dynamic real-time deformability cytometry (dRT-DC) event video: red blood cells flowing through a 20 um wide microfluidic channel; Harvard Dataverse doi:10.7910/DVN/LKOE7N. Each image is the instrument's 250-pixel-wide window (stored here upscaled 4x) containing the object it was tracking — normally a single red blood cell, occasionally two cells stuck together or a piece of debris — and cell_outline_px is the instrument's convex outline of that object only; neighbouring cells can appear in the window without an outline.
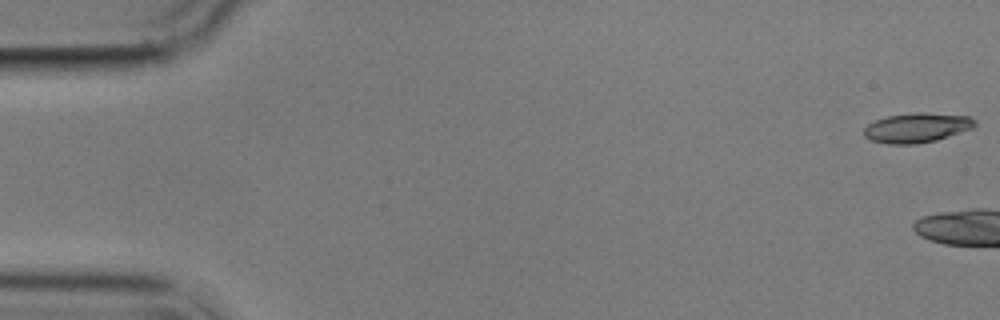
{"species": "common noctule bat (a hibernating species)", "species_latin": "Nyctalus noctula", "temperature_condition": "cold", "stored_images_in_passage": 9, "camera_frame_rate_fps": 3000, "um_per_image_px": 0.085, "animal": {"sex": "male", "body_mass_g": 17.9}, "frame": {"image": 1, "passage_image": 1, "time_ms": 0.0, "image_size_px": [1000, 320], "cell_outline_px": [[976, 124], [972, 128], [936, 140], [916, 144], [888, 144], [872, 140], [864, 136], [864, 128], [868, 124], [876, 120], [888, 116], [916, 112], [924, 112], [968, 116], [976, 120]], "centroid_in_image_um": [77.93, 10.85], "position_along_channel_um": 7.1, "area_um2": 19.02}}
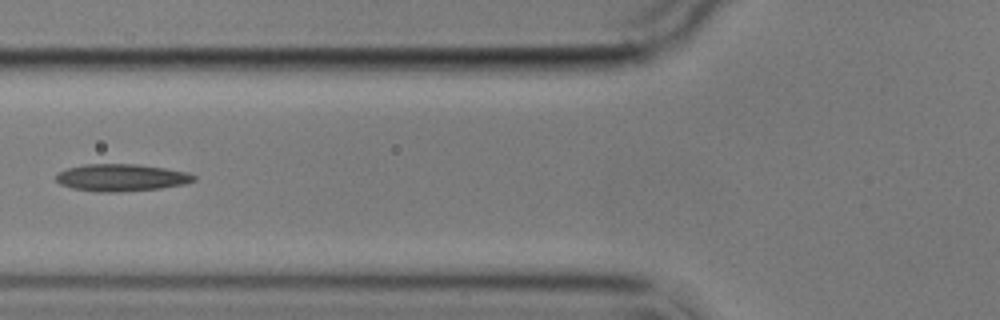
{"frame": {"image": 2, "passage_image": 8, "time_ms": 8.333, "image_size_px": [1000, 320], "cell_outline_px": [[196, 180], [184, 184], [160, 188], [120, 192], [96, 192], [72, 188], [60, 184], [56, 180], [56, 176], [60, 172], [68, 168], [84, 164], [136, 164], [164, 168], [188, 172], [196, 176]], "centroid_in_image_um": [10.32, 15.1], "position_along_channel_um": 115.5, "area_um2": 21.79}}
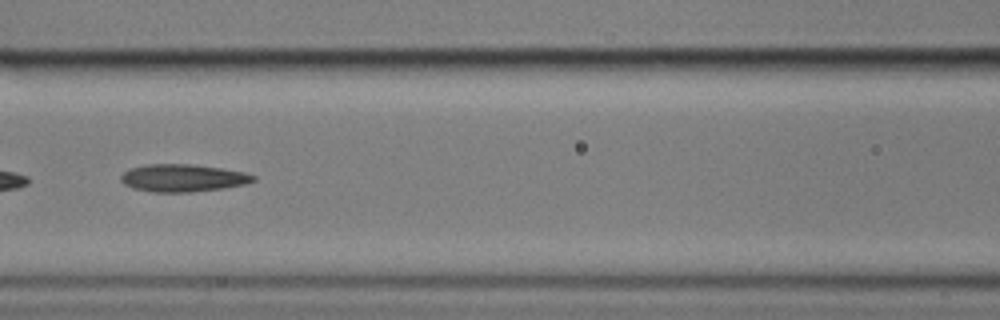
{"frame": {"image": 3, "passage_image": 9, "time_ms": 9.333, "image_size_px": [1000, 320], "cell_outline_px": [[256, 180], [244, 184], [224, 188], [192, 192], [152, 192], [132, 188], [124, 184], [120, 180], [120, 176], [128, 168], [144, 164], [188, 164], [220, 168], [244, 172], [256, 176]], "centroid_in_image_um": [15.5, 15.13], "position_along_channel_um": 151.1, "area_um2": 21.33}}